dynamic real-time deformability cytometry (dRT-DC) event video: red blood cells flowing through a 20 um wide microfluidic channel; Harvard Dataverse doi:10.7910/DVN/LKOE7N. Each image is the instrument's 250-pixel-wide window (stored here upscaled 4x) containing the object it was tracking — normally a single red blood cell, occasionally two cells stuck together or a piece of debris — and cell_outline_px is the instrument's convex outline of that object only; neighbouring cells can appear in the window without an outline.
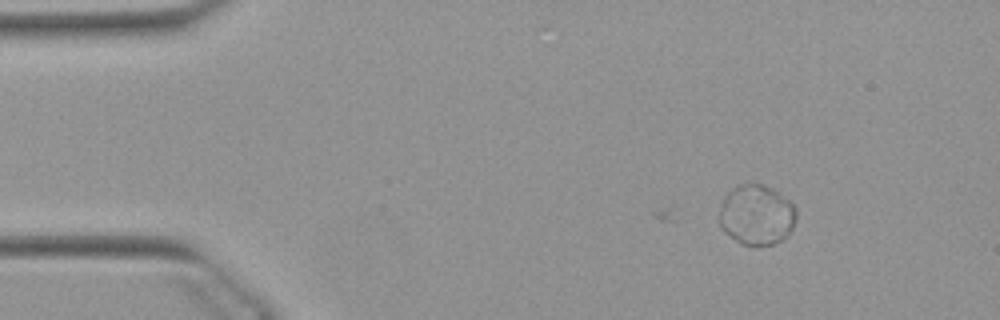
{"species": "Egyptian fruit bat (a non-hibernating species)", "species_latin": "Rousettus aegyptiacus", "temperature_condition": "warm", "stored_images_in_passage": 3, "camera_frame_rate_fps": 3000, "um_per_image_px": 0.085, "animal": {"sex": "female"}, "frame": {"image": 1, "passage_image": 3, "time_ms": 0.667, "image_size_px": [1000, 320], "cell_outline_px": [[796, 220], [788, 236], [772, 244], [756, 248], [752, 248], [740, 244], [724, 232], [720, 228], [720, 204], [724, 196], [736, 184], [764, 184], [772, 188], [788, 200], [796, 208]], "centroid_in_image_um": [64.29, 18.3], "position_along_channel_um": 20.7, "area_um2": 27.57}}